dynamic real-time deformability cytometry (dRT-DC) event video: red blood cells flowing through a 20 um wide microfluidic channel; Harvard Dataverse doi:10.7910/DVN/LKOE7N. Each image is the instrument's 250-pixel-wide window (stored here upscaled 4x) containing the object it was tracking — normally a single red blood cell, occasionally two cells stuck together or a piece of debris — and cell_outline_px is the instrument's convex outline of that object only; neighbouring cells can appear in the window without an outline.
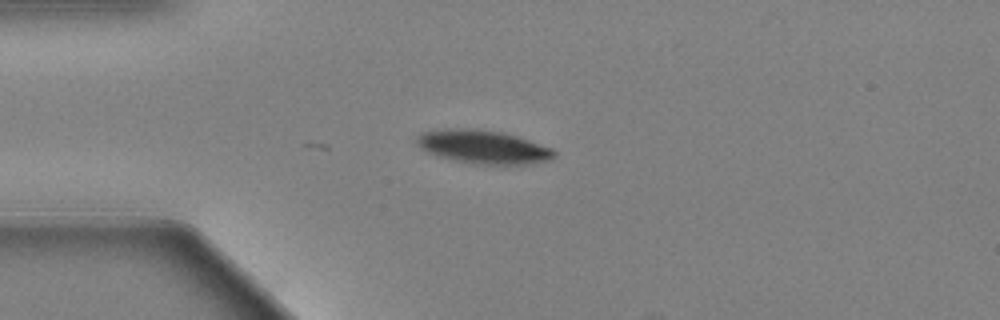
{"species": "Egyptian fruit bat (a non-hibernating species)", "species_latin": "Rousettus aegyptiacus", "temperature_condition": "warm", "stored_images_in_passage": 4, "camera_frame_rate_fps": 3000, "um_per_image_px": 0.085, "animal": {"sex": "female"}, "frame": {"image": 1, "passage_image": 1, "time_ms": 0.0, "image_size_px": [1000, 320], "cell_outline_px": [[556, 156], [552, 160], [528, 164], [472, 164], [436, 156], [420, 148], [416, 144], [416, 136], [420, 132], [448, 128], [460, 128], [500, 132], [516, 136], [552, 148], [556, 152]], "centroid_in_image_um": [41.04, 12.5], "position_along_channel_um": 44.0, "area_um2": 26.82}}